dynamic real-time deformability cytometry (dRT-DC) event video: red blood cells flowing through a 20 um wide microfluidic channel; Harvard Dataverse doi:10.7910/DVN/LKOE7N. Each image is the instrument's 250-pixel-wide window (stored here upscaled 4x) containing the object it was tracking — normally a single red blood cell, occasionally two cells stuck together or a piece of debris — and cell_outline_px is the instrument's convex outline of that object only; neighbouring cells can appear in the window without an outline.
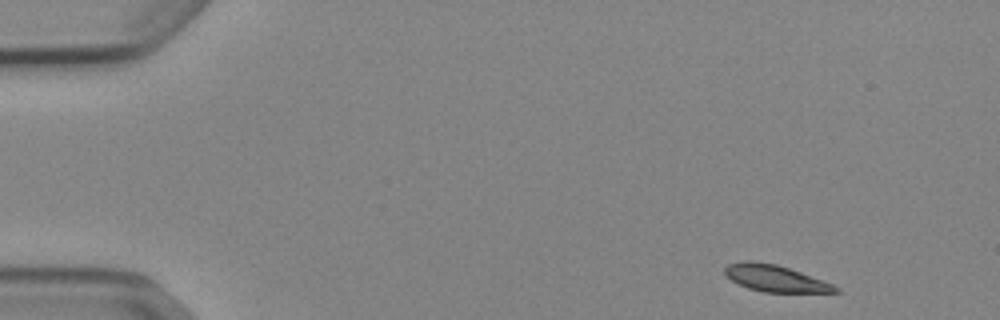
{"species": "Egyptian fruit bat (a non-hibernating species)", "species_latin": "Rousettus aegyptiacus", "temperature_condition": "cold", "stored_images_in_passage": 48, "camera_frame_rate_fps": 3000, "um_per_image_px": 0.085, "animal": {"sex": "female"}, "frame": {"image": 1, "passage_image": 1, "time_ms": 0.0, "image_size_px": [1000, 320], "cell_outline_px": [[840, 292], [764, 292], [748, 288], [732, 280], [724, 272], [724, 268], [728, 264], [744, 260], [752, 260], [776, 264], [800, 272], [832, 284], [840, 288]], "centroid_in_image_um": [65.88, 23.65], "position_along_channel_um": 19.1, "area_um2": 16.94}}
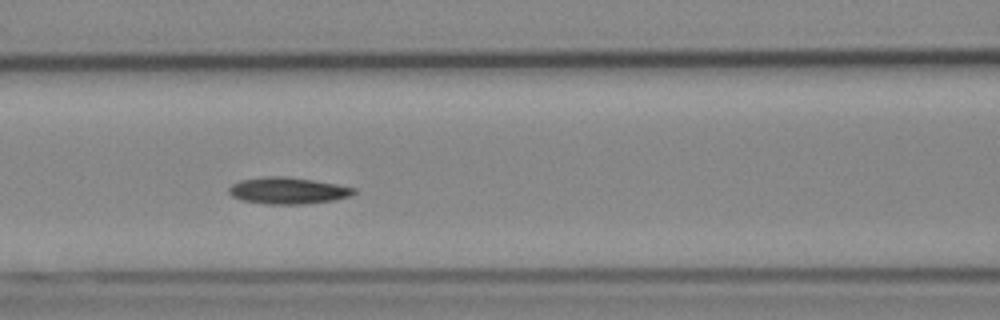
{"frame": {"image": 2, "passage_image": 19, "time_ms": 6.0, "image_size_px": [1000, 320], "cell_outline_px": [[356, 192], [352, 196], [336, 200], [304, 204], [268, 204], [240, 200], [232, 196], [228, 192], [228, 188], [232, 184], [240, 180], [264, 176], [288, 176], [336, 184], [356, 188]], "centroid_in_image_um": [24.47, 16.2], "position_along_channel_um": 142.1, "area_um2": 19.59}}
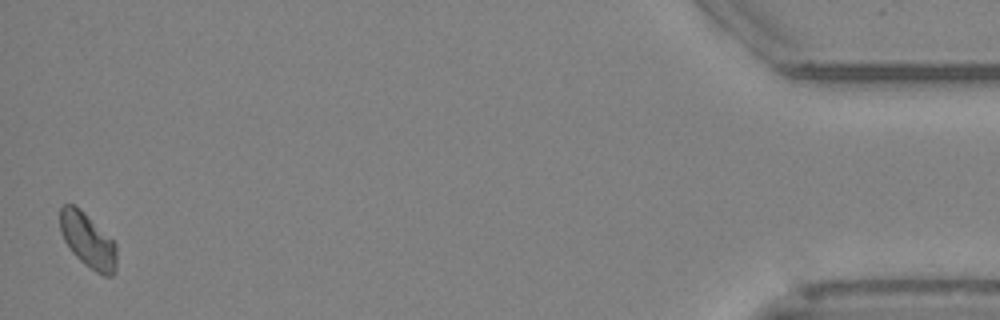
{"frame": {"image": 3, "passage_image": 48, "time_ms": 15.667, "image_size_px": [1000, 320], "cell_outline_px": [[116, 272], [112, 276], [104, 276], [96, 272], [84, 264], [72, 252], [64, 240], [60, 232], [60, 208], [64, 204], [72, 204], [80, 208], [116, 244]], "centroid_in_image_um": [7.46, 20.45], "position_along_channel_um": 427.7, "area_um2": 17.92}, "authors_computed_cell_mechanics": {"area_um2": 18.207, "velocity_mm_per_s": 3.8347, "shape_relaxation_time_tau1_ms": 8.2973, "shape_relaxation_time_tau2_ms": null, "deformation_change_tau1": 0.1211, "deformation_change_tau2": null}}